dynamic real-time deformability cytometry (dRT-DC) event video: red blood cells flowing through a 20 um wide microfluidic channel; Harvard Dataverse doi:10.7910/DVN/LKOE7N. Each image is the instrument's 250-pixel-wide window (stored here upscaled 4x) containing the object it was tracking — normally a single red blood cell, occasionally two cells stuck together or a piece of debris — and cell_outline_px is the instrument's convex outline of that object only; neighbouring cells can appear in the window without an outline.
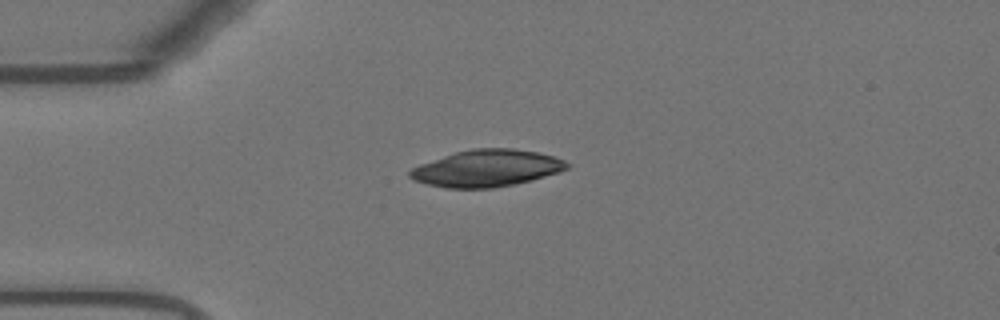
{"species": "Egyptian fruit bat (a non-hibernating species)", "species_latin": "Rousettus aegyptiacus", "temperature_condition": "warm", "stored_images_in_passage": 33, "camera_frame_rate_fps": 3000, "um_per_image_px": 0.085, "animal": {"sex": "female"}, "frame": {"image": 1, "passage_image": 1, "time_ms": 0.0, "image_size_px": [1000, 320], "cell_outline_px": [[572, 164], [568, 168], [560, 172], [532, 180], [492, 188], [444, 188], [412, 180], [408, 176], [408, 172], [412, 168], [420, 164], [456, 152], [472, 148], [512, 148], [540, 152], [564, 160]], "centroid_in_image_um": [41.39, 14.3], "position_along_channel_um": 43.6, "area_um2": 33.81}}
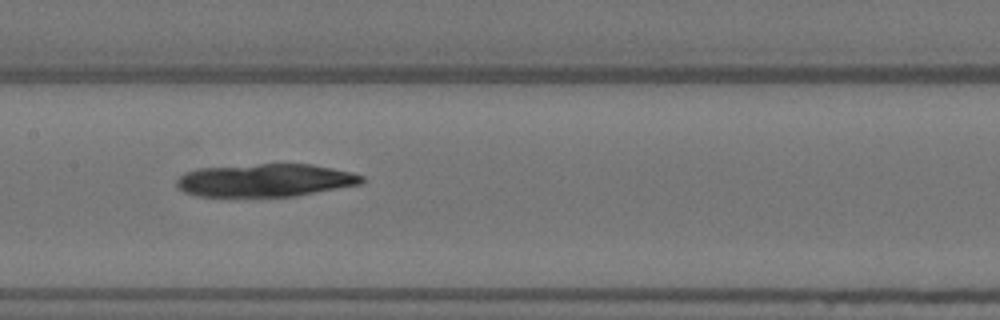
{"frame": {"image": 2, "passage_image": 14, "time_ms": 4.333, "image_size_px": [1000, 320], "cell_outline_px": [[364, 184], [296, 196], [196, 196], [184, 192], [176, 184], [176, 180], [184, 172], [200, 168], [260, 164], [312, 164], [352, 172], [364, 176]], "centroid_in_image_um": [22.59, 15.32], "position_along_channel_um": 184.8, "area_um2": 35.6}}
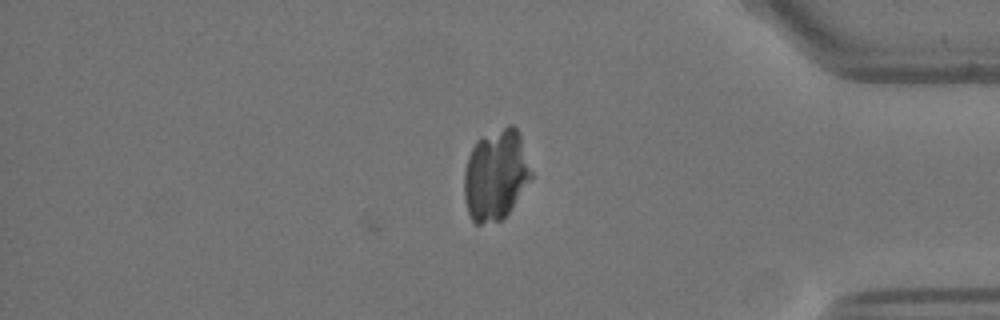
{"frame": {"image": 3, "passage_image": 33, "time_ms": 10.667, "image_size_px": [1000, 320], "cell_outline_px": [[532, 176], [508, 212], [500, 220], [480, 224], [476, 224], [472, 220], [468, 212], [464, 196], [464, 168], [468, 156], [476, 140], [508, 124], [512, 124], [516, 128], [520, 136], [532, 172]], "centroid_in_image_um": [42.11, 14.85], "position_along_channel_um": 393.1, "area_um2": 35.08}}